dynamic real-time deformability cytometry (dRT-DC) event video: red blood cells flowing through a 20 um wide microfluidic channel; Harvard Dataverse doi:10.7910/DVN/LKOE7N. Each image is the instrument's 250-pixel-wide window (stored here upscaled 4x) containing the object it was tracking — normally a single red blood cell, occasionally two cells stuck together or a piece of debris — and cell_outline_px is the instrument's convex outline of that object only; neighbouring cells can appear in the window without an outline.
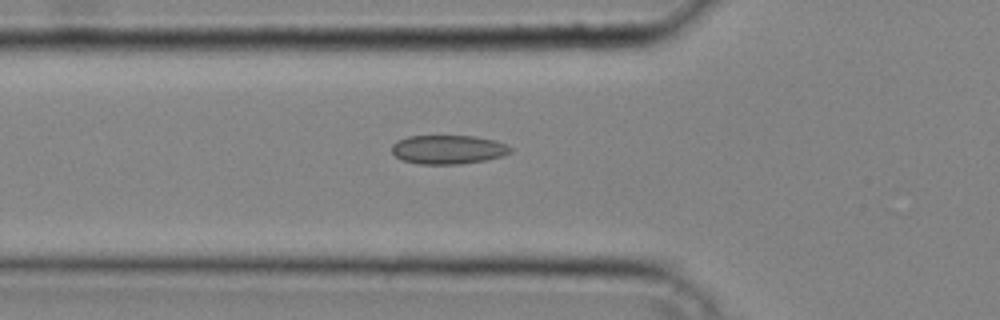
{"species": "common noctule bat (a hibernating species)", "species_latin": "Nyctalus noctula", "temperature_condition": "cold", "stored_images_in_passage": 33, "camera_frame_rate_fps": 3000, "um_per_image_px": 0.085, "animal": {"sex": "male", "body_mass_g": 20.4}, "frame": {"image": 1, "passage_image": 8, "time_ms": 2.333, "image_size_px": [1000, 320], "cell_outline_px": [[512, 152], [504, 156], [484, 160], [460, 164], [420, 164], [400, 160], [392, 152], [392, 144], [408, 136], [472, 136], [496, 140], [512, 148]], "centroid_in_image_um": [38.1, 12.71], "position_along_channel_um": 87.7, "area_um2": 20.0}}
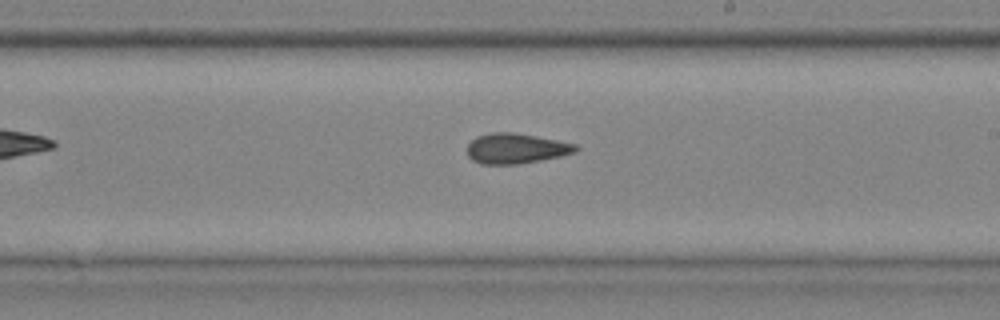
{"frame": {"image": 2, "passage_image": 18, "time_ms": 5.667, "image_size_px": [1000, 320], "cell_outline_px": [[580, 148], [576, 152], [560, 156], [540, 160], [516, 164], [480, 164], [472, 160], [468, 156], [468, 144], [476, 136], [492, 132], [512, 132], [536, 136], [576, 144]], "centroid_in_image_um": [43.85, 12.62], "position_along_channel_um": 245.2, "area_um2": 19.07}}
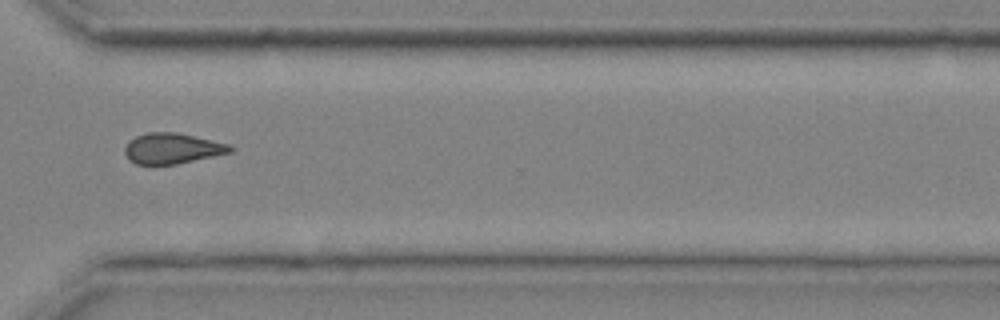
{"frame": {"image": 3, "passage_image": 25, "time_ms": 8.0, "image_size_px": [1000, 320], "cell_outline_px": [[236, 148], [232, 152], [176, 164], [136, 164], [128, 160], [124, 152], [124, 148], [128, 140], [136, 136], [148, 132], [176, 132], [232, 144]], "centroid_in_image_um": [14.65, 12.61], "position_along_channel_um": 355.9, "area_um2": 19.02}}